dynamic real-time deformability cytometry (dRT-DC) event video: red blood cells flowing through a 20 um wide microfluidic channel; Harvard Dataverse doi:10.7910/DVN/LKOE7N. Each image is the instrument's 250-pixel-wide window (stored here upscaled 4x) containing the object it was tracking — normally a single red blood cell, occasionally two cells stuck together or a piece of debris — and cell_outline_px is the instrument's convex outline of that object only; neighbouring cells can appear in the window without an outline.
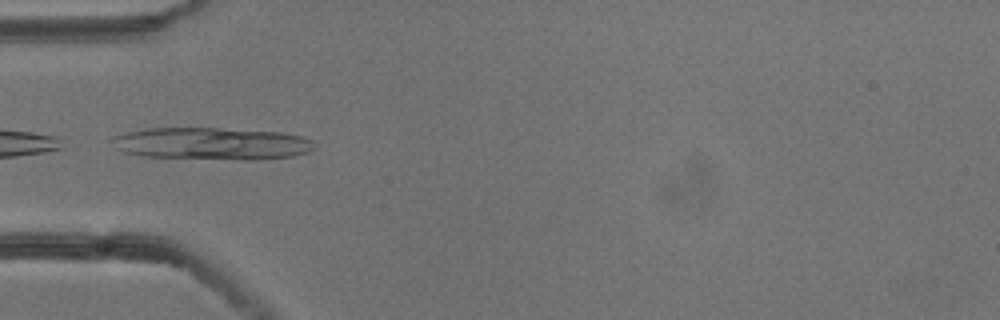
{"species": "common noctule bat (a hibernating species)", "species_latin": "Nyctalus noctula", "temperature_condition": "cold", "stored_images_in_passage": 5, "camera_frame_rate_fps": 3000, "um_per_image_px": 0.085, "animal": {"sex": "male", "body_mass_g": 13.3}, "frame": {"image": 1, "passage_image": 5, "time_ms": 1.333, "image_size_px": [1000, 320], "cell_outline_px": [[316, 148], [308, 152], [292, 156], [252, 160], [244, 160], [140, 156], [124, 152], [116, 148], [116, 136], [128, 132], [148, 128], [220, 128], [280, 132], [304, 136], [312, 140]], "centroid_in_image_um": [18.09, 12.21], "position_along_channel_um": 66.9, "area_um2": 37.86}}